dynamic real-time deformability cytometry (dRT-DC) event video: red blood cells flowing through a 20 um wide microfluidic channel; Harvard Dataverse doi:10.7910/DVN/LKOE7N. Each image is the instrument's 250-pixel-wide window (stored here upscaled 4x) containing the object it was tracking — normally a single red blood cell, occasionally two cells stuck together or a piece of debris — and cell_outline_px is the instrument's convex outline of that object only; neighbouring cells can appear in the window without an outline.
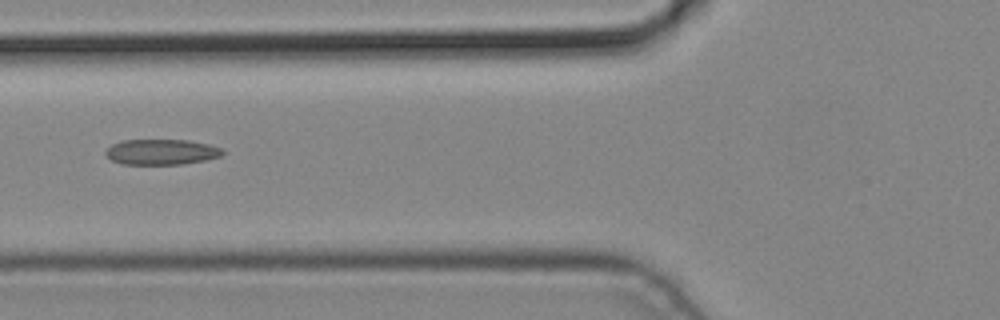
{"species": "common noctule bat (a hibernating species)", "species_latin": "Nyctalus noctula", "temperature_condition": "cold", "stored_images_in_passage": 4, "camera_frame_rate_fps": 3000, "um_per_image_px": 0.085, "animal": {"sex": "male", "body_mass_g": 19.2, "forearm_length_mm": 51.8}, "frame": {"image": 1, "passage_image": 4, "time_ms": 1.0, "image_size_px": [1000, 320], "cell_outline_px": [[224, 152], [220, 156], [204, 160], [180, 164], [124, 164], [112, 160], [104, 152], [112, 144], [120, 140], [188, 140], [208, 144], [224, 148]], "centroid_in_image_um": [13.73, 12.9], "position_along_channel_um": 112.1, "area_um2": 17.28}}